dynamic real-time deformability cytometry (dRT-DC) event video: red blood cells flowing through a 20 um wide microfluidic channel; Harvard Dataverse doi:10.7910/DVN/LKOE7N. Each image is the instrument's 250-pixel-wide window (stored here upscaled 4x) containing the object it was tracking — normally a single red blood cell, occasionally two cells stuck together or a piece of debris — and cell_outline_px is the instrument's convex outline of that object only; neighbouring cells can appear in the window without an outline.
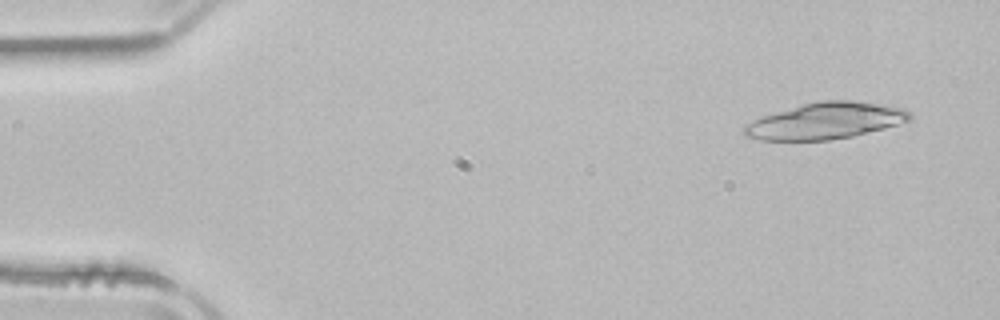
{"species": "common noctule bat (a hibernating species)", "species_latin": "Nyctalus noctula", "temperature_condition": "room temperature", "stored_images_in_passage": 38, "camera_frame_rate_fps": 3000, "um_per_image_px": 0.085, "animal": {"sex": "male", "body_mass_g": 21.5, "forearm_length_mm": 52.0}, "frame": {"image": 1, "passage_image": 3, "time_ms": 0.667, "image_size_px": [1000, 320], "cell_outline_px": [[912, 120], [884, 128], [852, 136], [828, 140], [760, 140], [744, 136], [744, 124], [764, 116], [804, 104], [820, 100], [852, 100], [880, 104], [904, 108], [912, 112]], "centroid_in_image_um": [70.21, 10.27], "position_along_channel_um": 14.8, "area_um2": 34.85}}